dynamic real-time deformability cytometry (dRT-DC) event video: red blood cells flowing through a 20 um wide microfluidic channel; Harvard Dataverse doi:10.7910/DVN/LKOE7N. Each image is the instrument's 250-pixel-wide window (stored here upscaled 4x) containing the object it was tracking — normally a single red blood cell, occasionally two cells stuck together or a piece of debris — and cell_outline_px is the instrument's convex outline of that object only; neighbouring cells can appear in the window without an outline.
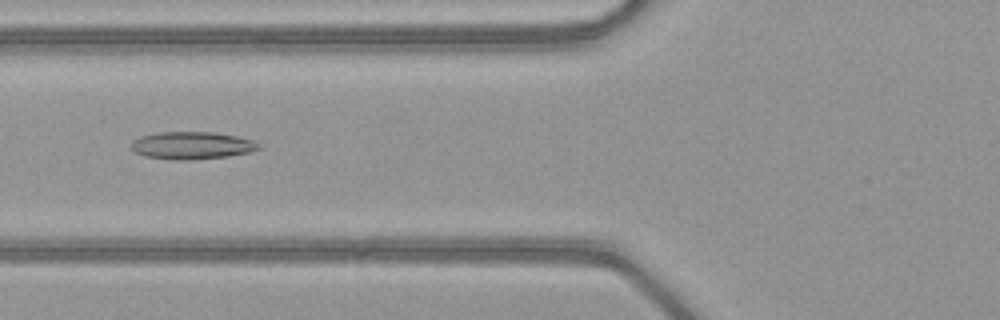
{"species": "common noctule bat (a hibernating species)", "species_latin": "Nyctalus noctula", "temperature_condition": "warm", "stored_images_in_passage": 51, "camera_frame_rate_fps": 3000, "um_per_image_px": 0.085, "animal": {"sex": "female", "body_mass_g": 21.9}, "frame": {"image": 1, "passage_image": 21, "time_ms": 6.667, "image_size_px": [1000, 320], "cell_outline_px": [[264, 148], [248, 152], [228, 156], [188, 160], [172, 160], [144, 156], [136, 152], [132, 148], [132, 140], [140, 136], [160, 132], [212, 132], [236, 136], [252, 140], [260, 144]], "centroid_in_image_um": [16.32, 12.36], "position_along_channel_um": 109.5, "area_um2": 20.4}}
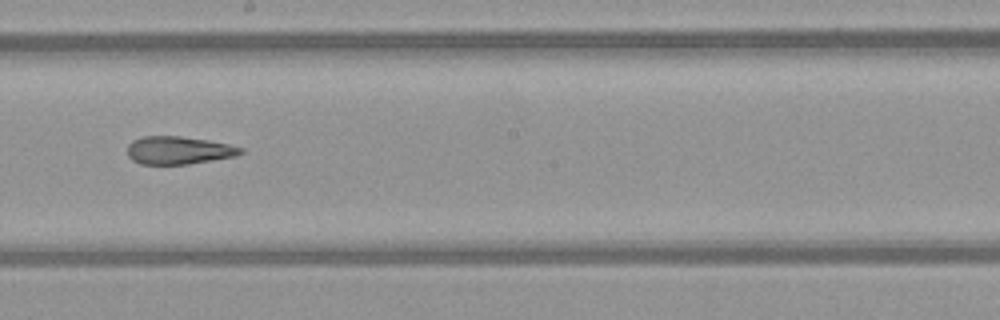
{"frame": {"image": 2, "passage_image": 30, "time_ms": 9.667, "image_size_px": [1000, 320], "cell_outline_px": [[244, 152], [236, 156], [188, 164], [140, 164], [132, 160], [128, 156], [128, 144], [132, 140], [144, 136], [180, 136], [208, 140], [228, 144], [244, 148]], "centroid_in_image_um": [15.18, 12.77], "position_along_channel_um": 233.0, "area_um2": 18.44}}
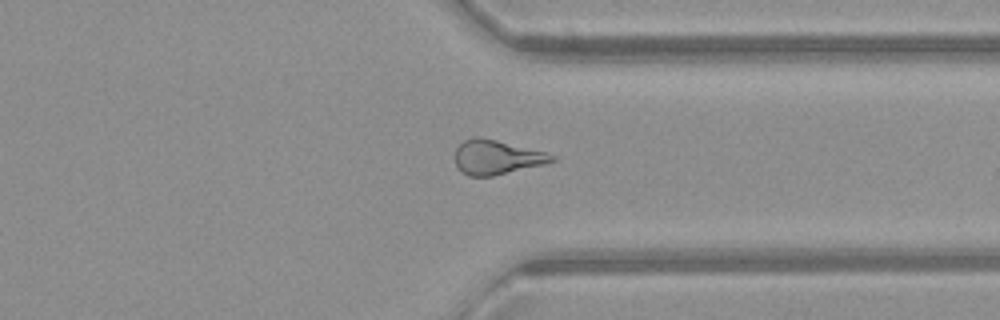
{"frame": {"image": 3, "passage_image": 40, "time_ms": 13.0, "image_size_px": [1000, 320], "cell_outline_px": [[556, 160], [544, 164], [492, 176], [468, 176], [460, 172], [456, 164], [456, 148], [464, 140], [476, 136], [496, 140], [548, 152], [556, 156]], "centroid_in_image_um": [42.22, 13.36], "position_along_channel_um": 369.2, "area_um2": 19.36}, "authors_computed_cell_mechanics": {"area_um2": 20.7502, "velocity_mm_per_s": 4.1027, "shape_relaxation_time_tau1_ms": null, "shape_relaxation_time_tau2_ms": 4.0807, "deformation_change_tau1": null, "deformation_change_tau2": 0.1623}}